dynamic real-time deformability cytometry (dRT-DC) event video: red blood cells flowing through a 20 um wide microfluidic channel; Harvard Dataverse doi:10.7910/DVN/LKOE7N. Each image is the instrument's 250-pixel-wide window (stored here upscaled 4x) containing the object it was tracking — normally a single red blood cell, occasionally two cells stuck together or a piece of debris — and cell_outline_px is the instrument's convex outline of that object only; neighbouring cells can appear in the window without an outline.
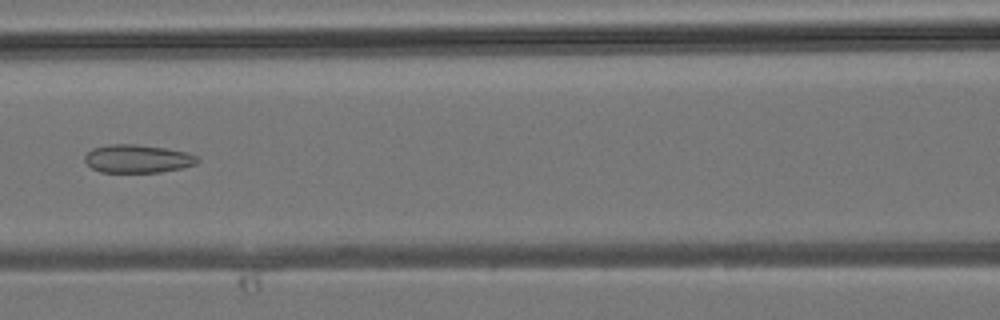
{"species": "common noctule bat (a hibernating species)", "species_latin": "Nyctalus noctula", "temperature_condition": "room temperature", "stored_images_in_passage": 28, "camera_frame_rate_fps": 3000, "um_per_image_px": 0.085, "animal": {"sex": "male", "body_mass_g": 19.2, "forearm_length_mm": 51.8}, "frame": {"image": 1, "passage_image": 6, "time_ms": 1.667, "image_size_px": [1000, 320], "cell_outline_px": [[200, 160], [196, 164], [180, 168], [160, 172], [100, 172], [92, 168], [84, 160], [84, 156], [92, 148], [108, 144], [136, 144], [164, 148], [184, 152], [196, 156]], "centroid_in_image_um": [11.65, 13.49], "position_along_channel_um": 154.9, "area_um2": 18.38}}
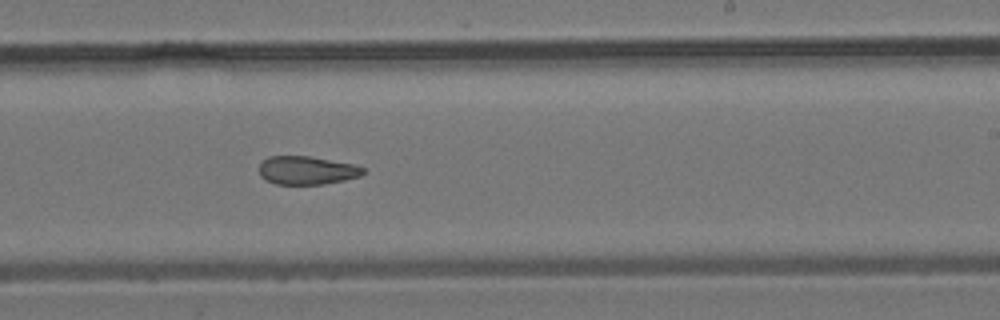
{"frame": {"image": 2, "passage_image": 12, "time_ms": 3.667, "image_size_px": [1000, 320], "cell_outline_px": [[364, 172], [360, 176], [344, 180], [324, 184], [276, 184], [264, 180], [260, 176], [260, 164], [268, 156], [308, 156], [352, 164], [364, 168]], "centroid_in_image_um": [26.05, 14.48], "position_along_channel_um": 263.0, "area_um2": 17.05}}
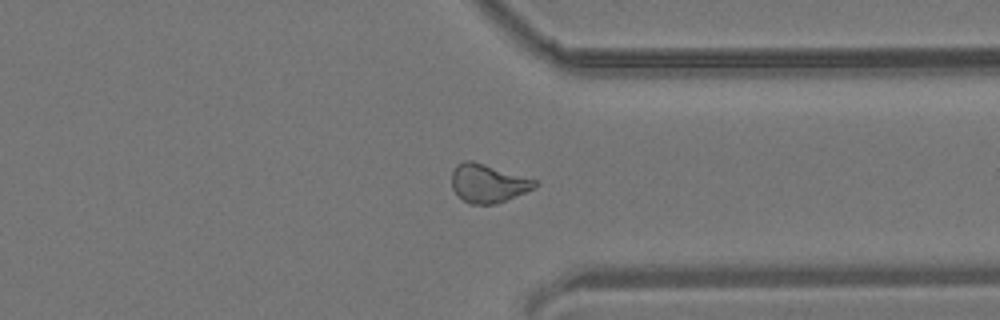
{"frame": {"image": 3, "passage_image": 18, "time_ms": 5.667, "image_size_px": [1000, 320], "cell_outline_px": [[540, 184], [524, 192], [496, 204], [468, 204], [452, 188], [452, 172], [456, 164], [464, 160], [472, 160], [536, 180]], "centroid_in_image_um": [41.45, 15.57], "position_along_channel_um": 370.0, "area_um2": 18.38}}